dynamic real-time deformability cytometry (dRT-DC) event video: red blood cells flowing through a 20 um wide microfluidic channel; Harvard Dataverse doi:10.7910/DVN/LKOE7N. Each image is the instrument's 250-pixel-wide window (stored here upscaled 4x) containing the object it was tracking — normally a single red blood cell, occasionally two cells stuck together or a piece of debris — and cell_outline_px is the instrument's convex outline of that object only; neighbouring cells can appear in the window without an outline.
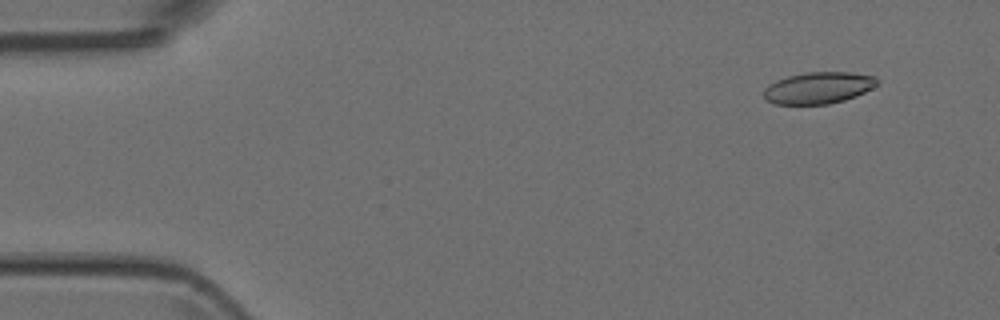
{"species": "Egyptian fruit bat (a non-hibernating species)", "species_latin": "Rousettus aegyptiacus", "temperature_condition": "room temperature", "stored_images_in_passage": 5, "camera_frame_rate_fps": 3000, "um_per_image_px": 0.085, "animal": {"sex": "female"}, "frame": {"image": 1, "passage_image": 2, "time_ms": 0.333, "image_size_px": [1000, 320], "cell_outline_px": [[876, 84], [872, 88], [856, 96], [844, 100], [828, 104], [776, 104], [768, 100], [764, 96], [764, 88], [768, 84], [776, 80], [788, 76], [808, 72], [852, 72], [876, 76]], "centroid_in_image_um": [69.56, 7.46], "position_along_channel_um": 15.4, "area_um2": 20.81}}
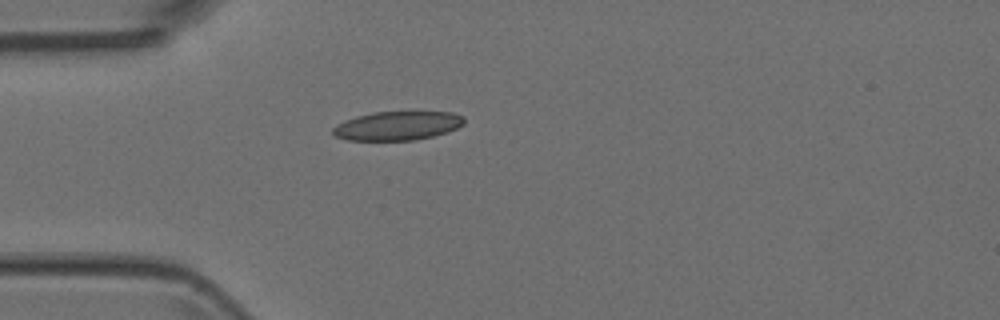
{"frame": {"image": 2, "passage_image": 5, "time_ms": 1.333, "image_size_px": [1000, 320], "cell_outline_px": [[464, 124], [448, 132], [416, 140], [348, 140], [336, 136], [332, 132], [332, 128], [336, 124], [344, 120], [356, 116], [372, 112], [452, 112], [464, 116]], "centroid_in_image_um": [33.78, 10.68], "position_along_channel_um": 51.2, "area_um2": 22.14}}